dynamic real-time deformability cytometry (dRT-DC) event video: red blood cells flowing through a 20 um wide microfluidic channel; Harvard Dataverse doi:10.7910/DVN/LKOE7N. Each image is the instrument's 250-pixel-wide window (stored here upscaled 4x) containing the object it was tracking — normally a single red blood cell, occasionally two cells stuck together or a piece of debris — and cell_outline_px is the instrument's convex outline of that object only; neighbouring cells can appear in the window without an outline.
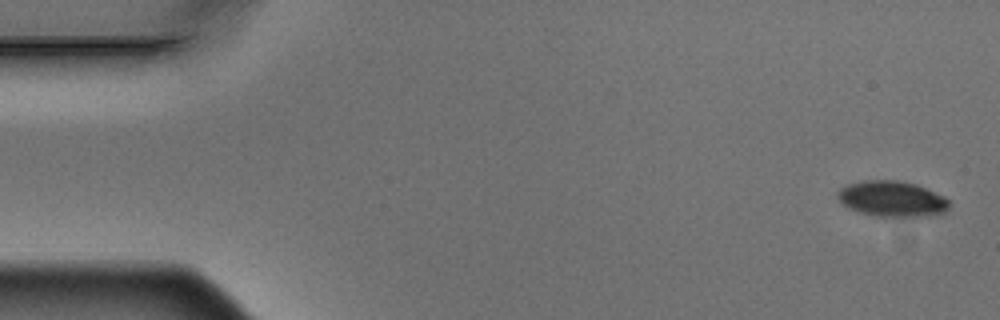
{"species": "Egyptian fruit bat (a non-hibernating species)", "species_latin": "Rousettus aegyptiacus", "temperature_condition": "warm", "stored_images_in_passage": 6, "camera_frame_rate_fps": 3000, "um_per_image_px": 0.085, "animal": {"sex": "male"}, "frame": {"image": 1, "passage_image": 1, "time_ms": 0.0, "image_size_px": [1000, 320], "cell_outline_px": [[948, 208], [944, 212], [932, 216], [876, 216], [860, 212], [848, 208], [836, 196], [836, 192], [840, 188], [848, 184], [864, 180], [900, 180], [916, 184], [944, 196], [948, 200]], "centroid_in_image_um": [75.81, 16.89], "position_along_channel_um": 9.2, "area_um2": 23.18}}
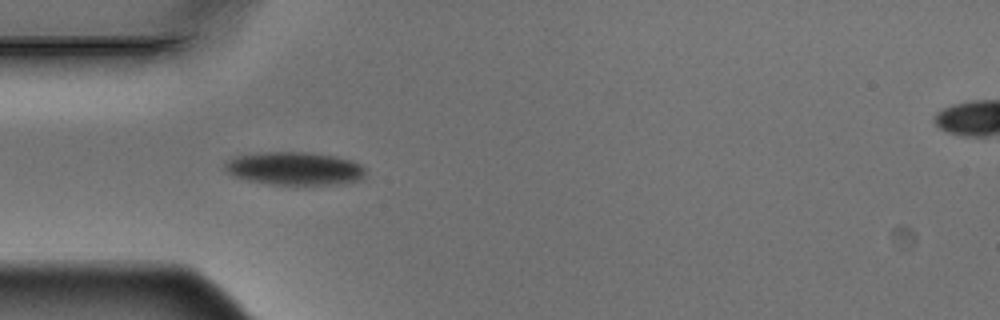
{"frame": {"image": 2, "passage_image": 5, "time_ms": 1.333, "image_size_px": [1000, 320], "cell_outline_px": [[364, 176], [360, 180], [340, 184], [268, 184], [248, 180], [232, 176], [224, 168], [224, 164], [228, 160], [236, 156], [260, 152], [312, 152], [352, 160], [360, 164], [364, 168]], "centroid_in_image_um": [25.02, 14.32], "position_along_channel_um": 60.0, "area_um2": 27.11}}
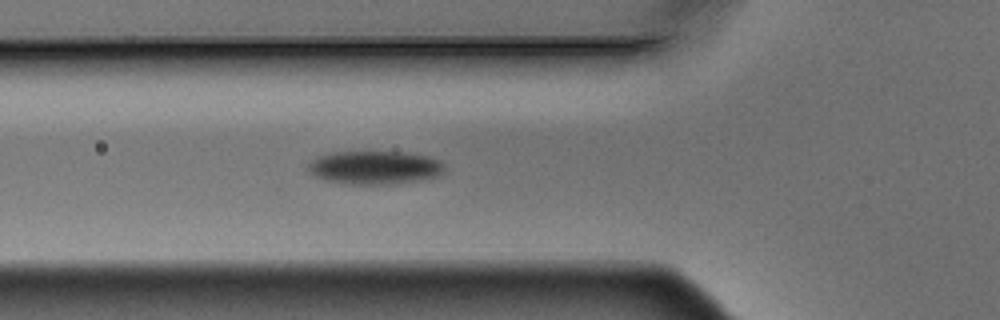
{"frame": {"image": 3, "passage_image": 6, "time_ms": 1.667, "image_size_px": [1000, 320], "cell_outline_px": [[444, 172], [440, 176], [420, 180], [396, 184], [344, 184], [324, 180], [308, 172], [308, 164], [312, 160], [320, 156], [332, 152], [404, 152], [428, 156], [440, 160], [444, 164]], "centroid_in_image_um": [31.88, 14.25], "position_along_channel_um": 93.9, "area_um2": 26.76}}